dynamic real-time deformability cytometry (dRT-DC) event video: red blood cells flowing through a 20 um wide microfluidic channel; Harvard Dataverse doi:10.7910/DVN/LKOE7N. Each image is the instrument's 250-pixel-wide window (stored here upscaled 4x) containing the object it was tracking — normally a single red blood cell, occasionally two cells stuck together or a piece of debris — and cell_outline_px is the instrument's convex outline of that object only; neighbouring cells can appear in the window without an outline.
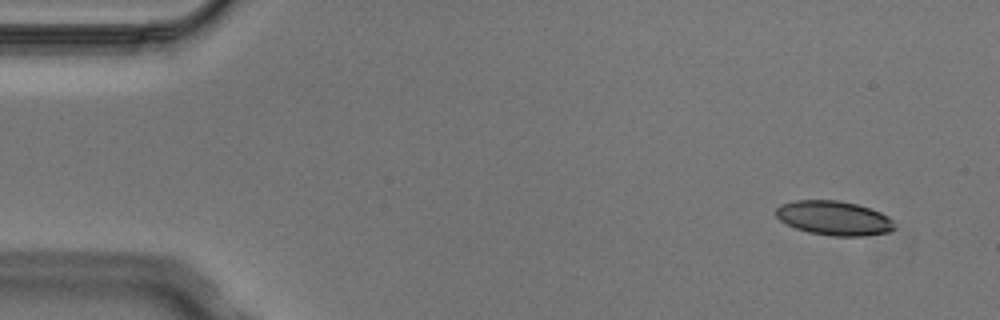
{"species": "Egyptian fruit bat (a non-hibernating species)", "species_latin": "Rousettus aegyptiacus", "temperature_condition": "cold", "stored_images_in_passage": 4, "camera_frame_rate_fps": 3000, "um_per_image_px": 0.085, "animal": {"sex": "male"}, "frame": {"image": 1, "passage_image": 1, "time_ms": 0.0, "image_size_px": [1000, 320], "cell_outline_px": [[896, 228], [888, 232], [864, 236], [832, 236], [808, 232], [796, 228], [780, 220], [776, 216], [776, 208], [780, 204], [796, 200], [840, 200], [856, 204], [880, 212], [888, 216], [892, 220]], "centroid_in_image_um": [70.89, 18.53], "position_along_channel_um": 14.1, "area_um2": 23.7}}
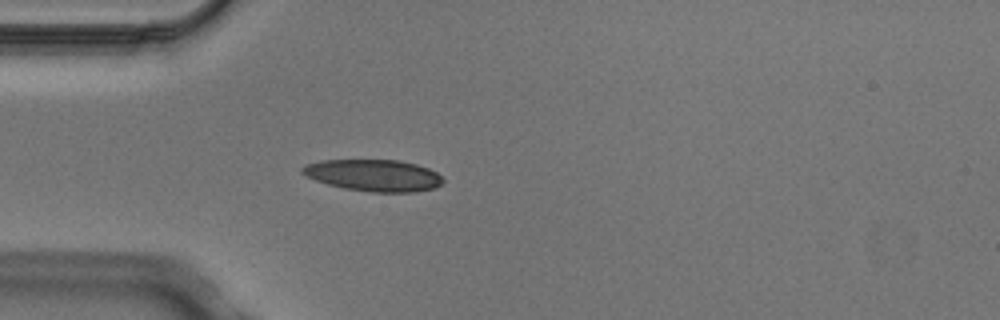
{"frame": {"image": 2, "passage_image": 4, "time_ms": 1.0, "image_size_px": [1000, 320], "cell_outline_px": [[444, 180], [436, 188], [416, 192], [372, 192], [344, 188], [328, 184], [316, 180], [300, 172], [300, 168], [304, 164], [320, 160], [400, 160], [416, 164], [428, 168], [436, 172]], "centroid_in_image_um": [31.76, 14.9], "position_along_channel_um": 53.2, "area_um2": 26.07}}